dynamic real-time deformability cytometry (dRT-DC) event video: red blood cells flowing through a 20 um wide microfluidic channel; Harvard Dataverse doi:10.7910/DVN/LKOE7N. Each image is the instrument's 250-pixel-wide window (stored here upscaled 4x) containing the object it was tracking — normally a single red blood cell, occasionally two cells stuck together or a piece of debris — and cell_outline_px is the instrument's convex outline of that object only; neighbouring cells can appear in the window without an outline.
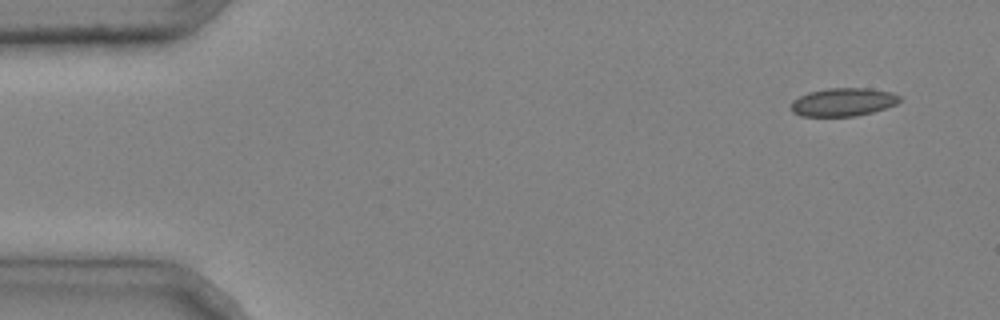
{"species": "common noctule bat (a hibernating species)", "species_latin": "Nyctalus noctula", "temperature_condition": "cold", "stored_images_in_passage": 4, "camera_frame_rate_fps": 3000, "um_per_image_px": 0.085, "animal": {"sex": "male", "body_mass_g": 20.4}, "frame": {"image": 1, "passage_image": 1, "time_ms": 0.0, "image_size_px": [1000, 320], "cell_outline_px": [[900, 100], [896, 104], [872, 112], [856, 116], [800, 116], [792, 112], [792, 100], [808, 92], [828, 88], [868, 88], [892, 92], [900, 96]], "centroid_in_image_um": [71.66, 8.67], "position_along_channel_um": 13.3, "area_um2": 17.8}}
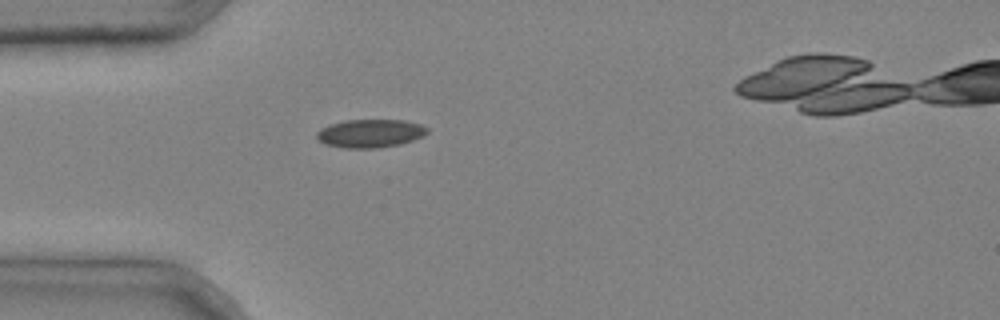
{"frame": {"image": 2, "passage_image": 4, "time_ms": 1.0, "image_size_px": [1000, 320], "cell_outline_px": [[428, 132], [424, 136], [400, 144], [376, 148], [344, 148], [324, 144], [316, 140], [316, 132], [320, 128], [328, 124], [344, 120], [404, 120], [420, 124], [428, 128]], "centroid_in_image_um": [31.42, 11.33], "position_along_channel_um": 53.6, "area_um2": 18.44}}